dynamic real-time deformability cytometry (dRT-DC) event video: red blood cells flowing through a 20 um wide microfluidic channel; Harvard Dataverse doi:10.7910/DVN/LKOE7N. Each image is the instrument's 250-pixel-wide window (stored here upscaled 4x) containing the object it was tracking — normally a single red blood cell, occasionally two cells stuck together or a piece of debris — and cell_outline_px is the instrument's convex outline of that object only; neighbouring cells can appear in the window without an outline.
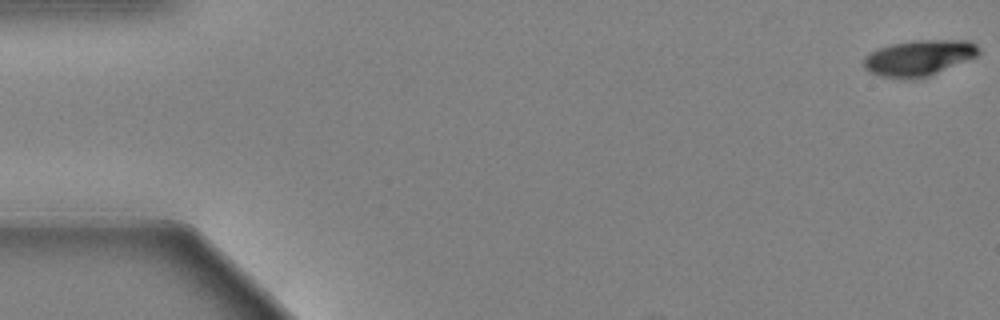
{"species": "Egyptian fruit bat (a non-hibernating species)", "species_latin": "Rousettus aegyptiacus", "temperature_condition": "warm", "stored_images_in_passage": 19, "camera_frame_rate_fps": 3000, "um_per_image_px": 0.085, "animal": {"sex": "female"}, "frame": {"image": 1, "passage_image": 1, "time_ms": 0.0, "image_size_px": [1000, 320], "cell_outline_px": [[980, 52], [976, 56], [928, 76], [912, 80], [880, 76], [868, 72], [864, 68], [864, 56], [868, 52], [892, 44], [912, 40], [968, 40], [976, 44], [980, 48]], "centroid_in_image_um": [78.07, 4.92], "position_along_channel_um": 6.9, "area_um2": 24.04}}
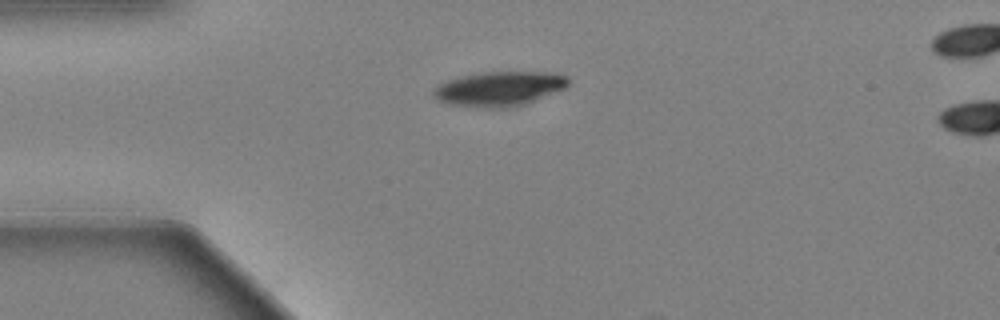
{"frame": {"image": 2, "passage_image": 15, "time_ms": 4.667, "image_size_px": [1000, 320], "cell_outline_px": [[568, 88], [528, 104], [512, 108], [472, 108], [448, 104], [436, 100], [432, 96], [432, 88], [448, 80], [460, 76], [484, 72], [548, 72], [568, 76]], "centroid_in_image_um": [42.44, 7.57], "position_along_channel_um": 42.6, "area_um2": 27.98}}